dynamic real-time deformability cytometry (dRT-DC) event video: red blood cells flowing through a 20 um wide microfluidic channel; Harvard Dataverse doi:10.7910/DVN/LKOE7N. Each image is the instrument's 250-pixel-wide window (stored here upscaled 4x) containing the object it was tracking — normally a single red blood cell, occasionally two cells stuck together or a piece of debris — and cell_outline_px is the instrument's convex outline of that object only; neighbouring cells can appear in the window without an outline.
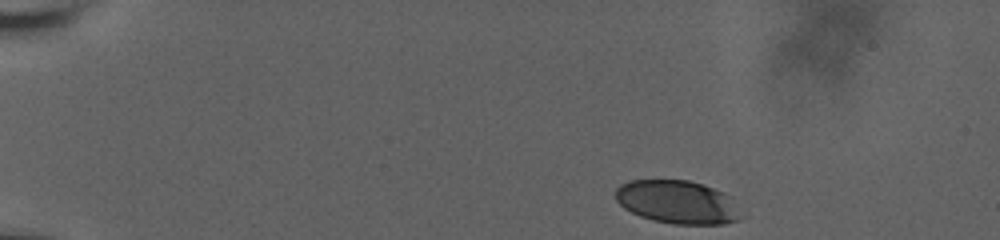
{"species": "human", "species_latin": "Homo sapiens", "temperature_condition": "room temperature", "stored_images_in_passage": 25, "camera_frame_rate_fps": 3000, "um_per_image_px": 0.085, "donor": {"sex": "male"}, "frame": {"image": 1, "passage_image": 1, "time_ms": 0.0, "image_size_px": [1000, 240], "cell_outline_px": [[744, 216], [736, 220], [724, 224], [672, 224], [652, 220], [640, 216], [624, 208], [616, 200], [616, 188], [620, 184], [628, 180], [688, 180], [704, 184], [724, 192], [728, 196]], "centroid_in_image_um": [57.57, 17.17], "position_along_channel_um": 27.4, "area_um2": 31.73}}
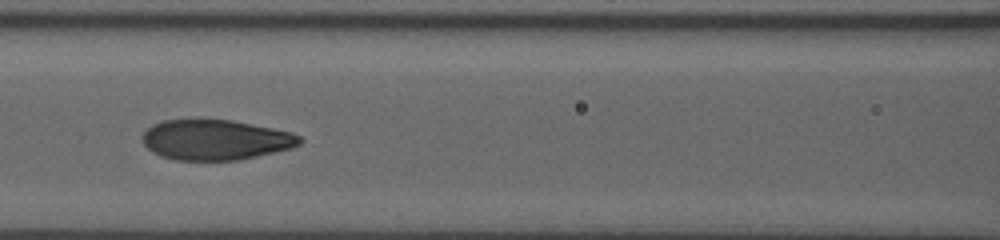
{"frame": {"image": 2, "passage_image": 15, "time_ms": 6.333, "image_size_px": [1000, 240], "cell_outline_px": [[304, 140], [300, 144], [292, 148], [256, 156], [236, 160], [176, 160], [160, 156], [152, 152], [140, 140], [144, 132], [152, 124], [160, 120], [196, 116], [200, 116], [232, 120], [292, 132], [300, 136]], "centroid_in_image_um": [18.26, 11.83], "position_along_channel_um": 148.3, "area_um2": 38.03}}
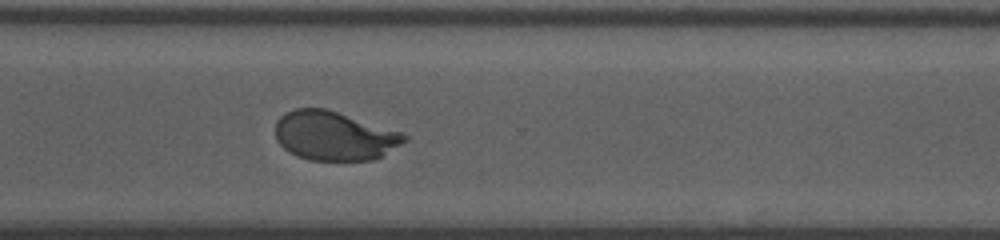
{"frame": {"image": 3, "passage_image": 25, "time_ms": 11.667, "image_size_px": [1000, 240], "cell_outline_px": [[408, 140], [380, 156], [372, 160], [308, 160], [296, 156], [288, 152], [276, 140], [276, 120], [280, 116], [296, 108], [324, 108], [404, 132], [408, 136]], "centroid_in_image_um": [28.41, 11.55], "position_along_channel_um": 342.2, "area_um2": 36.88}}